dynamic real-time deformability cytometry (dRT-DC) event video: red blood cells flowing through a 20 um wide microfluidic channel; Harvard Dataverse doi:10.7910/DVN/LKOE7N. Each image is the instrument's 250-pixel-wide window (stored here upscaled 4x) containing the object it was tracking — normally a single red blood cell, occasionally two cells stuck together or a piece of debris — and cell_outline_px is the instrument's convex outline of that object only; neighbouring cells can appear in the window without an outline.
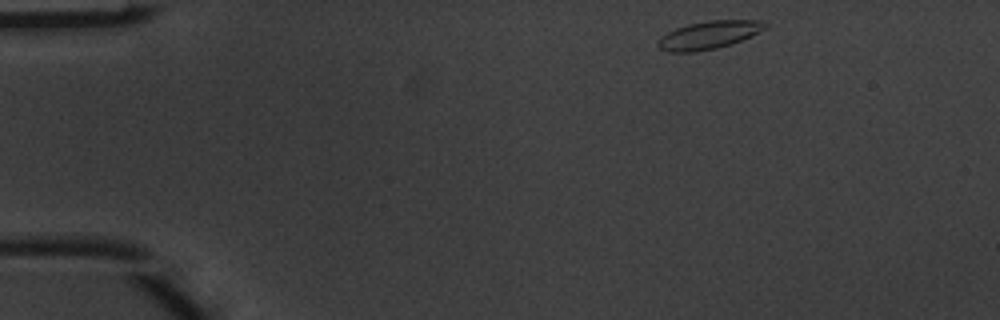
{"species": "common noctule bat (a hibernating species)", "species_latin": "Nyctalus noctula", "temperature_condition": "warm", "stored_images_in_passage": 3, "camera_frame_rate_fps": 3000, "um_per_image_px": 0.085, "animal": {"sex": "male", "body_mass_g": 20.1, "forearm_length_mm": 53.5}, "frame": {"image": 1, "passage_image": 1, "time_ms": 0.0, "image_size_px": [1000, 320], "cell_outline_px": [[768, 28], [752, 36], [716, 48], [696, 52], [668, 52], [660, 48], [656, 44], [656, 40], [660, 36], [676, 28], [688, 24], [712, 20], [760, 20], [768, 24]], "centroid_in_image_um": [60.24, 2.97], "position_along_channel_um": 24.8, "area_um2": 17.51}}